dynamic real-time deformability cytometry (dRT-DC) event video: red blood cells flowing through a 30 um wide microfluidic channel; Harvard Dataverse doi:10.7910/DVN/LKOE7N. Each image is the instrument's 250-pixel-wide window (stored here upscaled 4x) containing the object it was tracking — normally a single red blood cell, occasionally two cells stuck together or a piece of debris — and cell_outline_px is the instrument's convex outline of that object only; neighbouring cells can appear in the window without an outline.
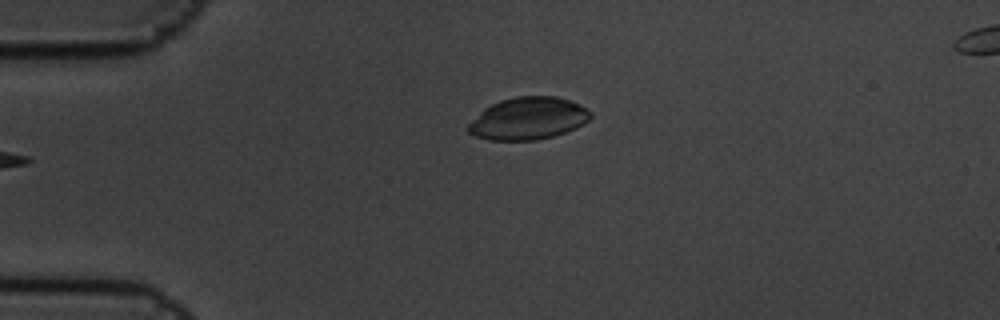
{"species": "common noctule bat (a hibernating species)", "species_latin": "Nyctalus noctula", "temperature_condition": "cold", "stored_images_in_passage": 2, "camera_frame_rate_fps": 3000, "um_per_image_px": 0.085, "animal": {"sex": "male", "body_mass_g": 19.5, "forearm_length_mm": 54.6}, "frame": {"image": 1, "passage_image": 2, "time_ms": 0.333, "image_size_px": [1000, 320], "cell_outline_px": [[592, 116], [584, 124], [576, 128], [552, 136], [536, 140], [488, 140], [476, 136], [468, 132], [468, 124], [484, 108], [500, 100], [516, 96], [556, 96], [580, 104], [592, 112]], "centroid_in_image_um": [44.9, 10.06], "position_along_channel_um": 40.1, "area_um2": 30.11}}